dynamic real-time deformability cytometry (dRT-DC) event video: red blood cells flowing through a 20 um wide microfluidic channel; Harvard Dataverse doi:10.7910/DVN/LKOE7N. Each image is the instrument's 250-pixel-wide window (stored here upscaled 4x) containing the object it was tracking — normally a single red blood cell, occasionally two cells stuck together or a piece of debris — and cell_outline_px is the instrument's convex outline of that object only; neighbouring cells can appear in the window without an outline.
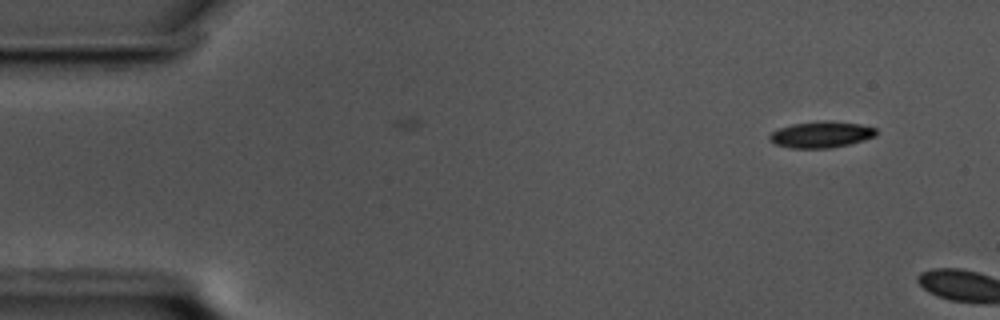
{"species": "common noctule bat (a hibernating species)", "species_latin": "Nyctalus noctula", "temperature_condition": "cold", "stored_images_in_passage": 3, "camera_frame_rate_fps": 3000, "um_per_image_px": 0.085, "animal": {"sex": "male", "body_mass_g": 17.5, "forearm_length_mm": 52.3}, "frame": {"image": 1, "passage_image": 1, "time_ms": 0.0, "image_size_px": [1000, 320], "cell_outline_px": [[876, 136], [864, 140], [832, 148], [792, 148], [776, 144], [768, 140], [768, 136], [772, 132], [780, 128], [792, 124], [820, 120], [832, 120], [860, 124], [876, 128]], "centroid_in_image_um": [69.8, 11.42], "position_along_channel_um": 15.2, "area_um2": 16.47}}